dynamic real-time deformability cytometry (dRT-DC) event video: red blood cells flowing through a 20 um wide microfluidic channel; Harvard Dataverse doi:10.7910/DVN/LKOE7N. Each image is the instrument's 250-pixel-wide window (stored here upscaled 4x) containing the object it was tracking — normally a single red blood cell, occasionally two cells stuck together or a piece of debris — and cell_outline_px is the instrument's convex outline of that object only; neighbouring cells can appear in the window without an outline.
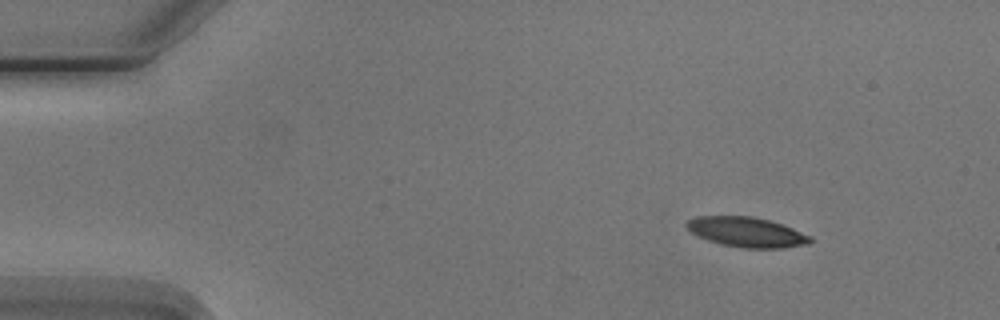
{"species": "Egyptian fruit bat (a non-hibernating species)", "species_latin": "Rousettus aegyptiacus", "temperature_condition": "cold", "stored_images_in_passage": 4, "camera_frame_rate_fps": 3000, "um_per_image_px": 0.085, "animal": {"sex": "male"}, "frame": {"image": 1, "passage_image": 1, "time_ms": 0.0, "image_size_px": [1000, 320], "cell_outline_px": [[812, 240], [808, 244], [784, 248], [740, 248], [720, 244], [708, 240], [692, 232], [684, 224], [688, 220], [696, 216], [748, 216], [768, 220], [792, 228], [812, 236]], "centroid_in_image_um": [63.47, 19.74], "position_along_channel_um": 21.5, "area_um2": 21.44}}
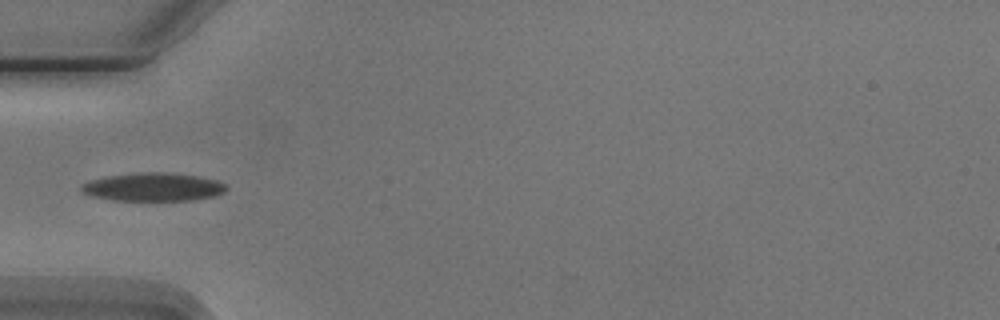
{"frame": {"image": 2, "passage_image": 4, "time_ms": 3.667, "image_size_px": [1000, 320], "cell_outline_px": [[228, 188], [224, 192], [216, 196], [192, 200], [112, 200], [92, 196], [80, 192], [80, 184], [88, 180], [108, 176], [148, 172], [164, 172], [196, 176], [216, 180], [224, 184]], "centroid_in_image_um": [12.98, 15.9], "position_along_channel_um": 72.0, "area_um2": 23.81}}